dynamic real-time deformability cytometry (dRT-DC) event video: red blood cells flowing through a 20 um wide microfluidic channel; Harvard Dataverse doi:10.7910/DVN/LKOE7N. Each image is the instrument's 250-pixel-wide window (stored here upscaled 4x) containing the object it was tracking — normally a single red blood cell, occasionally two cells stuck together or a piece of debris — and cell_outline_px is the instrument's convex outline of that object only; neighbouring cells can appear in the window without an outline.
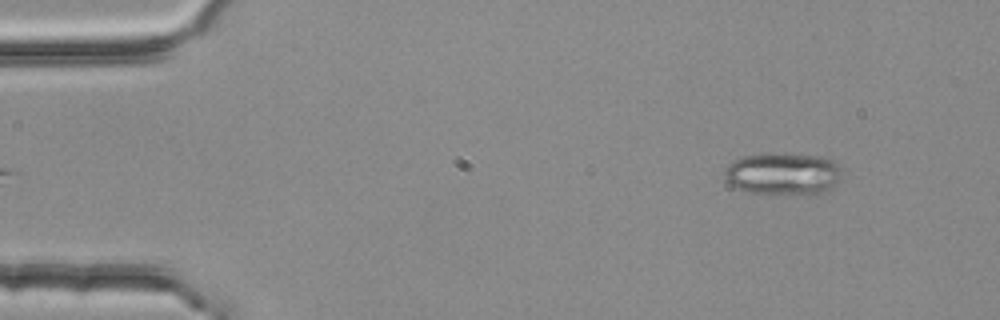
{"species": "common noctule bat (a hibernating species)", "species_latin": "Nyctalus noctula", "temperature_condition": "room temperature", "stored_images_in_passage": 52, "camera_frame_rate_fps": 3000, "um_per_image_px": 0.085, "animal": {"sex": "female", "body_mass_g": 25.1}, "frame": {"image": 1, "passage_image": 4, "time_ms": 1.0, "image_size_px": [1000, 320], "cell_outline_px": [[844, 172], [840, 180], [824, 192], [808, 196], [804, 196], [748, 192], [736, 188], [728, 184], [724, 176], [724, 168], [732, 160], [744, 156], [824, 156], [832, 160], [844, 168]], "centroid_in_image_um": [66.6, 14.84], "position_along_channel_um": 18.4, "area_um2": 28.9}}
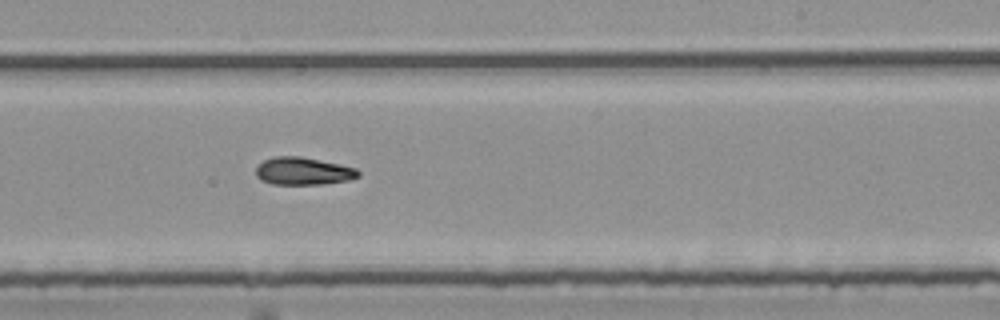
{"frame": {"image": 2, "passage_image": 31, "time_ms": 10.0, "image_size_px": [1000, 320], "cell_outline_px": [[360, 176], [348, 180], [324, 184], [272, 184], [260, 180], [256, 176], [256, 168], [264, 160], [276, 156], [300, 156], [340, 164], [356, 168], [360, 172]], "centroid_in_image_um": [25.78, 14.55], "position_along_channel_um": 263.2, "area_um2": 16.47}}
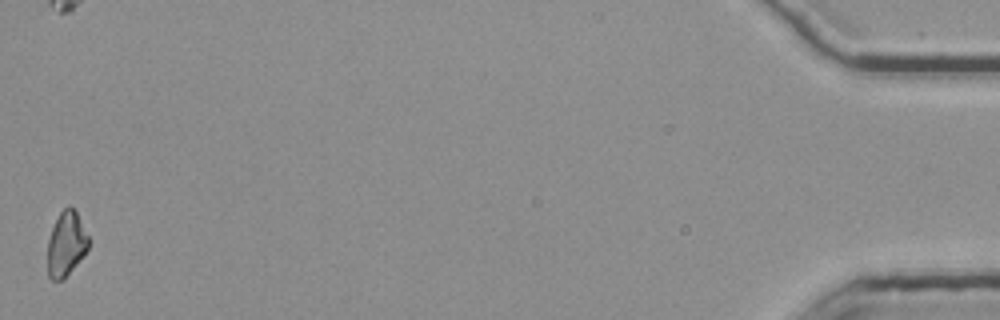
{"frame": {"image": 3, "passage_image": 52, "time_ms": 17.0, "image_size_px": [1000, 320], "cell_outline_px": [[88, 248], [84, 256], [60, 280], [52, 280], [48, 276], [48, 240], [52, 228], [60, 212], [68, 204], [76, 212], [88, 236]], "centroid_in_image_um": [5.62, 20.72], "position_along_channel_um": 429.6, "area_um2": 15.03}, "authors_computed_cell_mechanics": {"area_um2": 16.473, "velocity_mm_per_s": 3.791, "shape_relaxation_time_tau1_ms": 9.4646, "shape_relaxation_time_tau2_ms": null, "deformation_change_tau1": 0.2284, "deformation_change_tau2": null}}